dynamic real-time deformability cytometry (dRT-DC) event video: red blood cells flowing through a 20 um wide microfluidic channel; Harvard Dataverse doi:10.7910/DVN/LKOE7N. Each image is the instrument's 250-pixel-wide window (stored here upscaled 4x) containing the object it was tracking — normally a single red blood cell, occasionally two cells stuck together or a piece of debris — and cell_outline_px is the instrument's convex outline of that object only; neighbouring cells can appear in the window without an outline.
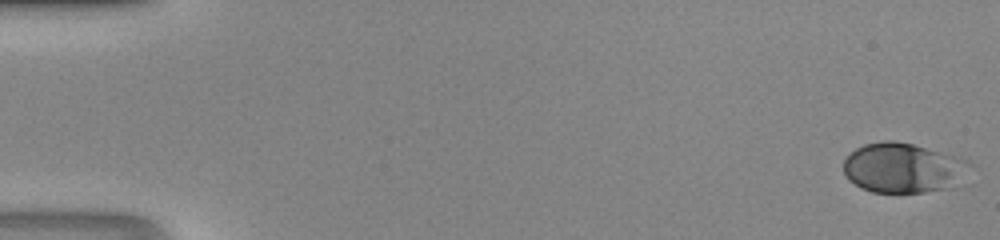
{"species": "human", "species_latin": "Homo sapiens", "temperature_condition": "room temperature", "stored_images_in_passage": 48, "camera_frame_rate_fps": 3000, "um_per_image_px": 0.085, "donor": {"sex": "male"}, "frame": {"image": 1, "passage_image": 1, "time_ms": 0.0, "image_size_px": [1000, 240], "cell_outline_px": [[972, 164], [952, 188], [900, 196], [872, 192], [860, 188], [848, 180], [844, 172], [844, 160], [856, 148], [864, 144], [884, 140], [892, 140], [912, 144], [968, 160]], "centroid_in_image_um": [76.72, 14.32], "position_along_channel_um": 8.3, "area_um2": 37.22}}
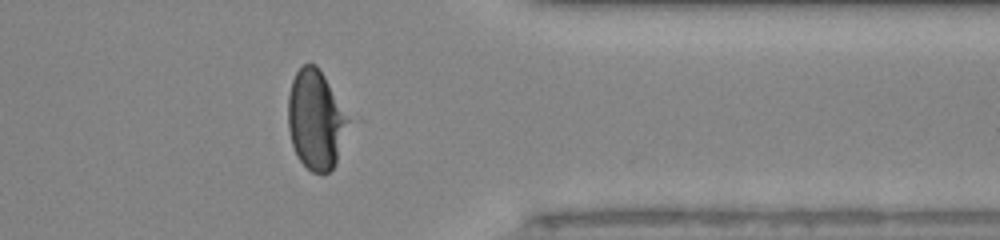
{"frame": {"image": 2, "passage_image": 39, "time_ms": 12.667, "image_size_px": [1000, 240], "cell_outline_px": [[348, 120], [336, 164], [328, 172], [312, 172], [300, 160], [292, 144], [288, 128], [288, 96], [292, 80], [296, 72], [304, 64], [316, 64], [324, 76], [348, 116]], "centroid_in_image_um": [26.81, 10.17], "position_along_channel_um": 384.6, "area_um2": 34.1}}
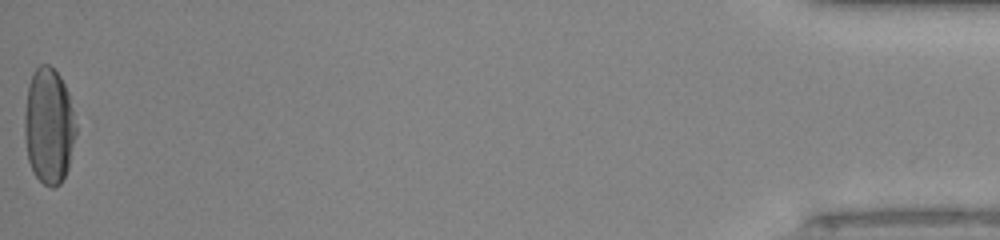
{"frame": {"image": 3, "passage_image": 48, "time_ms": 15.667, "image_size_px": [1000, 240], "cell_outline_px": [[76, 136], [68, 168], [60, 184], [52, 188], [44, 184], [32, 172], [28, 160], [24, 136], [24, 112], [28, 84], [32, 72], [40, 64], [48, 64], [60, 76], [68, 92], [76, 124]], "centroid_in_image_um": [4.14, 10.7], "position_along_channel_um": 431.1, "area_um2": 35.08}}